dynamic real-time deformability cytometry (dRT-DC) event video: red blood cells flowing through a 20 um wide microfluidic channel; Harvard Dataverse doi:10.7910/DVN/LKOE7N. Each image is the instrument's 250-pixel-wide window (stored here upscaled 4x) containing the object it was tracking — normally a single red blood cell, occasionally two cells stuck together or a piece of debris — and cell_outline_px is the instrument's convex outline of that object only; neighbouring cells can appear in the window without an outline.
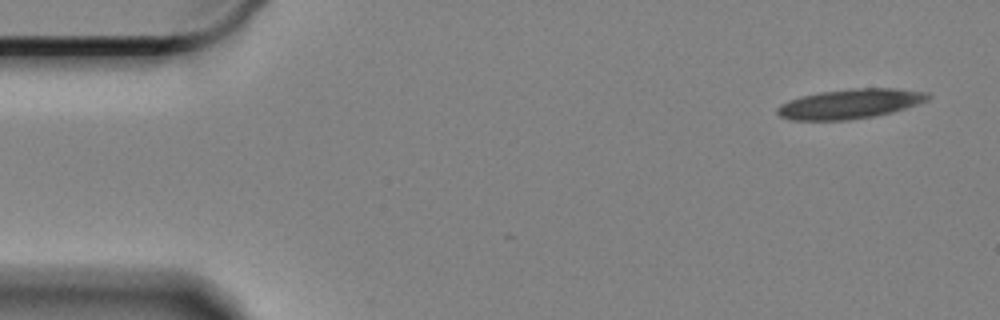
{"species": "Egyptian fruit bat (a non-hibernating species)", "species_latin": "Rousettus aegyptiacus", "temperature_condition": "cold", "stored_images_in_passage": 4, "camera_frame_rate_fps": 3000, "um_per_image_px": 0.085, "animal": {"sex": "female"}, "frame": {"image": 1, "passage_image": 1, "time_ms": 0.0, "image_size_px": [1000, 320], "cell_outline_px": [[932, 96], [928, 100], [892, 112], [876, 116], [848, 120], [792, 120], [780, 116], [776, 112], [776, 108], [780, 104], [788, 100], [800, 96], [820, 92], [852, 88], [892, 88], [928, 92]], "centroid_in_image_um": [72.23, 8.82], "position_along_channel_um": 12.8, "area_um2": 26.13}}